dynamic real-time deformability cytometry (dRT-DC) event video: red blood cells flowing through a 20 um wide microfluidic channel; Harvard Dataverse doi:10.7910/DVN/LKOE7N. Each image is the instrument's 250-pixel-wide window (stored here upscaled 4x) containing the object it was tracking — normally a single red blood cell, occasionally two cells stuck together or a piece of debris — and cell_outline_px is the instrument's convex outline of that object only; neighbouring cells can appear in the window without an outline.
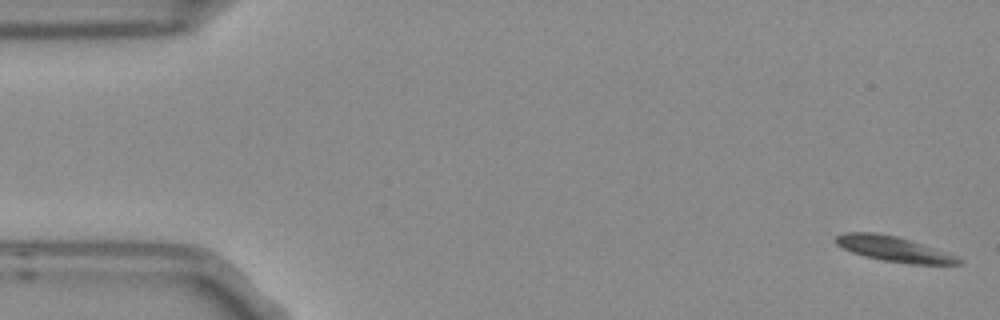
{"species": "Egyptian fruit bat (a non-hibernating species)", "species_latin": "Rousettus aegyptiacus", "temperature_condition": "room temperature", "stored_images_in_passage": 4, "camera_frame_rate_fps": 3000, "um_per_image_px": 0.085, "frame": {"image": 1, "passage_image": 1, "time_ms": 0.0, "image_size_px": [1000, 320], "cell_outline_px": [[964, 260], [960, 264], [912, 264], [884, 260], [864, 256], [852, 252], [836, 244], [836, 236], [844, 232], [872, 232], [896, 236], [948, 252]], "centroid_in_image_um": [75.99, 21.16], "position_along_channel_um": 9.0, "area_um2": 17.8}}